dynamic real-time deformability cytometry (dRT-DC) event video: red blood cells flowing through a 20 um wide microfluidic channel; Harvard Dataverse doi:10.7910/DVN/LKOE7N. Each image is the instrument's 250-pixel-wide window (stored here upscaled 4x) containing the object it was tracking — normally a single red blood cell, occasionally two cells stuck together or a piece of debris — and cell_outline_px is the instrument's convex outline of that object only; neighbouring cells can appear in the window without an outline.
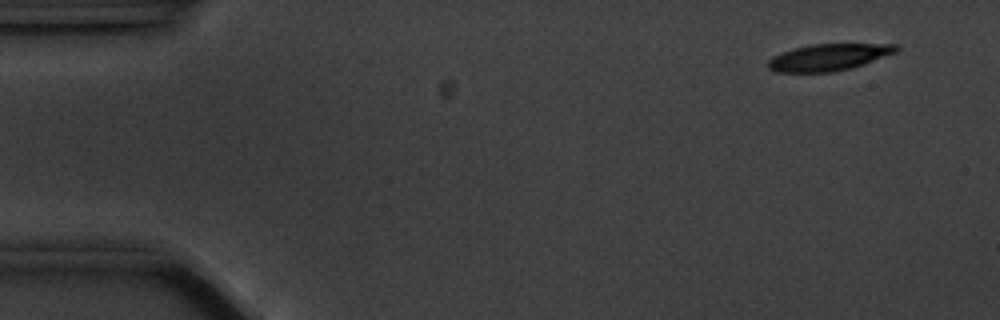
{"species": "common noctule bat (a hibernating species)", "species_latin": "Nyctalus noctula", "temperature_condition": "cold", "stored_images_in_passage": 11, "camera_frame_rate_fps": 3000, "um_per_image_px": 0.085, "animal": {"sex": "male", "body_mass_g": 20.1, "forearm_length_mm": 53.5}, "frame": {"image": 1, "passage_image": 4, "time_ms": 1.0, "image_size_px": [1000, 320], "cell_outline_px": [[900, 48], [896, 52], [864, 64], [852, 68], [832, 72], [776, 72], [768, 68], [768, 60], [772, 56], [792, 48], [812, 44], [896, 44]], "centroid_in_image_um": [70.42, 4.86], "position_along_channel_um": 14.6, "area_um2": 20.0}}